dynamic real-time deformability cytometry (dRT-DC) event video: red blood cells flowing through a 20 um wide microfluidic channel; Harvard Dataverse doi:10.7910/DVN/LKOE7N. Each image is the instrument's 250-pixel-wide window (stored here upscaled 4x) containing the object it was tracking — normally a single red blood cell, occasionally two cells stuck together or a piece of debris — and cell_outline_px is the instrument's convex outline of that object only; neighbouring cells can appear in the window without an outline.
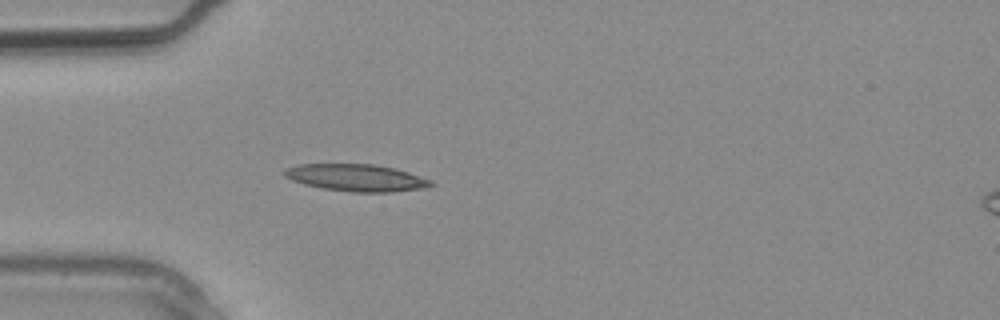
{"species": "common noctule bat (a hibernating species)", "species_latin": "Nyctalus noctula", "temperature_condition": "warm", "stored_images_in_passage": 2, "camera_frame_rate_fps": 3000, "um_per_image_px": 0.085, "animal": {"sex": "male", "body_mass_g": 20.4}, "frame": {"image": 1, "passage_image": 1, "time_ms": 0.0, "image_size_px": [1000, 320], "cell_outline_px": [[436, 184], [428, 188], [392, 192], [352, 192], [320, 188], [304, 184], [292, 180], [284, 176], [284, 168], [300, 164], [372, 164], [392, 168], [408, 172], [432, 180]], "centroid_in_image_um": [30.31, 15.11], "position_along_channel_um": 54.7, "area_um2": 23.24}}